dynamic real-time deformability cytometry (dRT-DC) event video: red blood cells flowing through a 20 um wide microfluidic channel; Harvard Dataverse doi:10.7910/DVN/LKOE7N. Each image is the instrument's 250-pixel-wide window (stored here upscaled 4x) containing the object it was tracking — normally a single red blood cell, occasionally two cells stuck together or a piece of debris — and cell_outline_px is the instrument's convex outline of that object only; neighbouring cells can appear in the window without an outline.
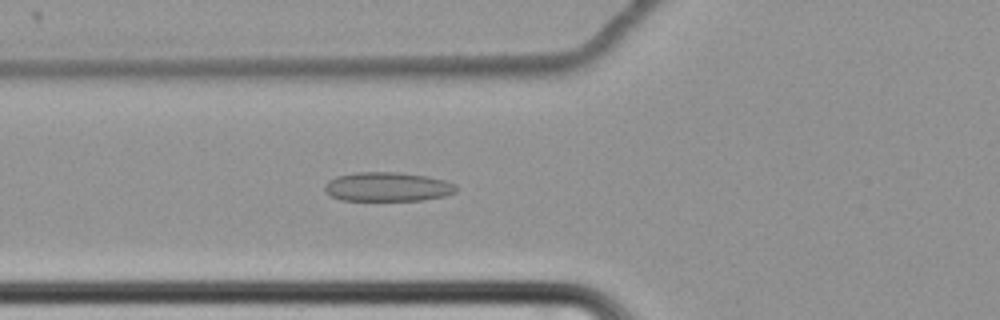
{"species": "common noctule bat (a hibernating species)", "species_latin": "Nyctalus noctula", "temperature_condition": "cold", "stored_images_in_passage": 65, "camera_frame_rate_fps": 3000, "um_per_image_px": 0.085, "animal": {"sex": "female", "body_mass_g": 22.7, "forearm_length_mm": 54.2}, "frame": {"image": 1, "passage_image": 28, "time_ms": 9.0, "image_size_px": [1000, 320], "cell_outline_px": [[456, 192], [444, 196], [424, 200], [340, 200], [324, 192], [324, 184], [328, 180], [336, 176], [356, 172], [400, 172], [428, 176], [444, 180], [456, 184]], "centroid_in_image_um": [32.92, 15.87], "position_along_channel_um": 92.9, "area_um2": 22.54}}
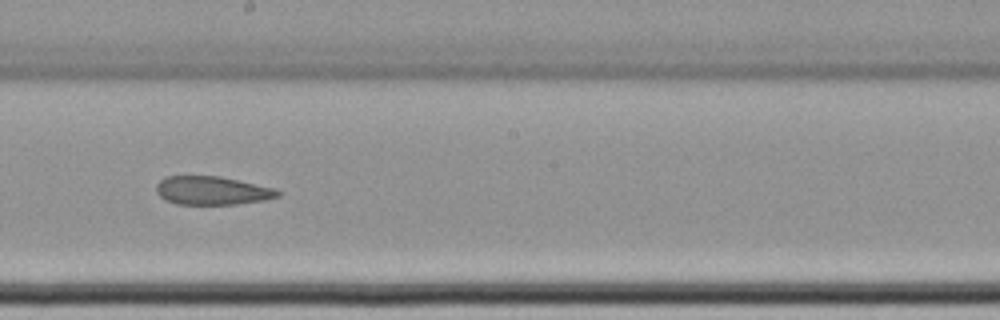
{"frame": {"image": 2, "passage_image": 40, "time_ms": 13.0, "image_size_px": [1000, 320], "cell_outline_px": [[280, 196], [264, 200], [236, 204], [176, 204], [164, 200], [156, 192], [156, 184], [164, 176], [220, 176], [272, 188], [280, 192]], "centroid_in_image_um": [17.97, 16.2], "position_along_channel_um": 230.2, "area_um2": 20.06}}
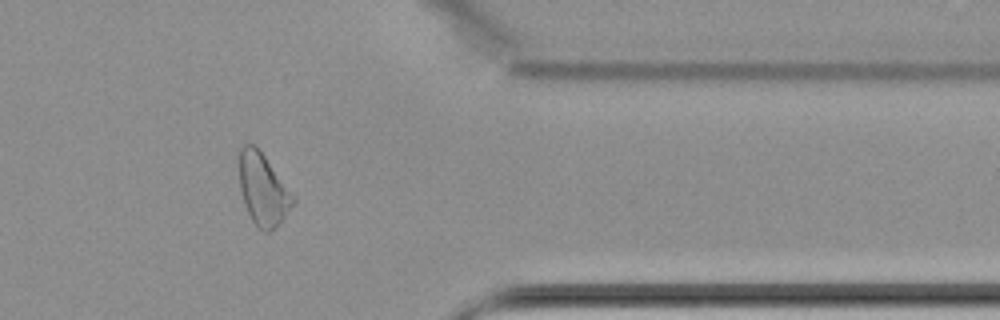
{"frame": {"image": 3, "passage_image": 55, "time_ms": 18.0, "image_size_px": [1000, 320], "cell_outline_px": [[296, 200], [276, 228], [268, 232], [264, 232], [252, 220], [244, 204], [240, 188], [236, 156], [240, 148], [244, 144], [252, 144], [264, 156], [296, 196]], "centroid_in_image_um": [22.33, 16.07], "position_along_channel_um": 389.1, "area_um2": 22.77}, "authors_computed_cell_mechanics": {"area_um2": 23.2934, "velocity_mm_per_s": 3.4365, "shape_relaxation_time_tau1_ms": null, "shape_relaxation_time_tau2_ms": 8.4763, "deformation_change_tau1": null, "deformation_change_tau2": 0.1652}}